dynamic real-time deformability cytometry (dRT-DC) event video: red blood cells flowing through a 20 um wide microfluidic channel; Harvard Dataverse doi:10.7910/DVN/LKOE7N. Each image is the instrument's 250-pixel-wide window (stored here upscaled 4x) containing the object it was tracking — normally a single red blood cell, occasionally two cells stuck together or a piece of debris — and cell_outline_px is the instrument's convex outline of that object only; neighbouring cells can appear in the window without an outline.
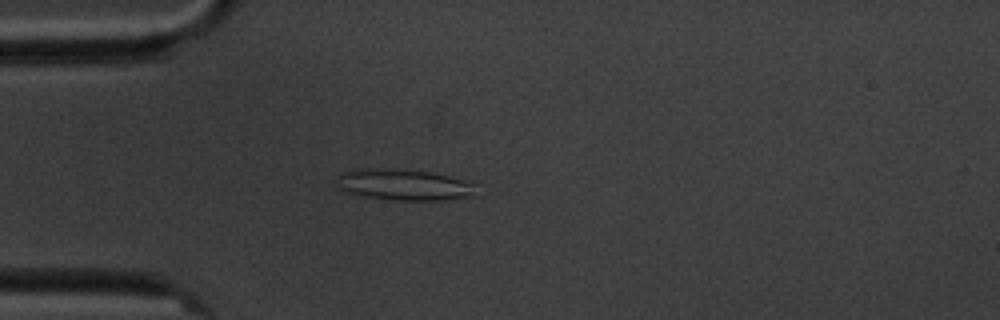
{"species": "common noctule bat (a hibernating species)", "species_latin": "Nyctalus noctula", "temperature_condition": "cold", "stored_images_in_passage": 4, "camera_frame_rate_fps": 3000, "um_per_image_px": 0.085, "animal": {"sex": "male", "body_mass_g": 20.1, "forearm_length_mm": 53.5}, "frame": {"image": 1, "passage_image": 4, "time_ms": 3.333, "image_size_px": [1000, 320], "cell_outline_px": [[476, 196], [444, 200], [392, 200], [364, 196], [344, 192], [336, 188], [336, 176], [340, 172], [360, 168], [396, 168], [432, 172], [448, 176], [476, 184]], "centroid_in_image_um": [34.27, 15.69], "position_along_channel_um": 50.7, "area_um2": 25.95}}